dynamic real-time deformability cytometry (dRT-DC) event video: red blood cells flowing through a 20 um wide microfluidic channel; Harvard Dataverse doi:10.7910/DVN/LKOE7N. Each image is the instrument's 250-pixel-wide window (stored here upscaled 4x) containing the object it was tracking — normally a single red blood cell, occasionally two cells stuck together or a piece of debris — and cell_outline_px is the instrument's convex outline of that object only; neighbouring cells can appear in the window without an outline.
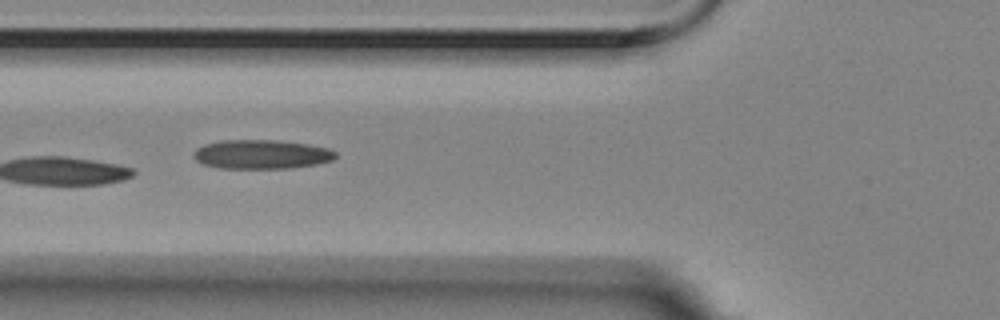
{"species": "Egyptian fruit bat (a non-hibernating species)", "species_latin": "Rousettus aegyptiacus", "temperature_condition": "room temperature", "stored_images_in_passage": 13, "camera_frame_rate_fps": 3000, "um_per_image_px": 0.085, "animal": {"sex": "female"}, "frame": {"image": 1, "passage_image": 6, "time_ms": 1.667, "image_size_px": [1000, 320], "cell_outline_px": [[336, 156], [332, 160], [316, 164], [292, 168], [220, 168], [204, 164], [196, 160], [192, 156], [196, 148], [204, 144], [220, 140], [276, 140], [308, 144], [328, 148], [336, 152]], "centroid_in_image_um": [22.21, 13.11], "position_along_channel_um": 103.6, "area_um2": 24.1}}